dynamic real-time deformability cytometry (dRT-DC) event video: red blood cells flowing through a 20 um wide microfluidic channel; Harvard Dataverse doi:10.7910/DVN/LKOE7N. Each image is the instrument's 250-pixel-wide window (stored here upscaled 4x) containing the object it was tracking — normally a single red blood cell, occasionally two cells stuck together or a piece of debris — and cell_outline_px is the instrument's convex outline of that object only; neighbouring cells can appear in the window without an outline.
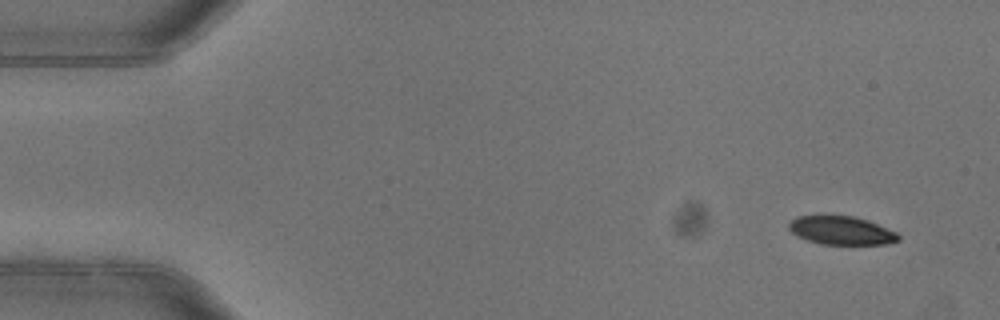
{"species": "common noctule bat (a hibernating species)", "species_latin": "Nyctalus noctula", "temperature_condition": "warm", "stored_images_in_passage": 5, "segment_of_instrument_passage": [2, 2], "camera_frame_rate_fps": 3000, "um_per_image_px": 0.085, "animal": {"sex": "female"}, "frame": {"image": 1, "passage_image": 5, "time_ms": 1.333, "image_size_px": [1000, 320], "cell_outline_px": [[900, 240], [888, 244], [820, 244], [796, 236], [788, 228], [788, 224], [796, 216], [820, 212], [852, 216], [868, 220], [896, 232], [900, 236]], "centroid_in_image_um": [71.45, 19.54], "position_along_channel_um": 13.6, "area_um2": 18.9}}